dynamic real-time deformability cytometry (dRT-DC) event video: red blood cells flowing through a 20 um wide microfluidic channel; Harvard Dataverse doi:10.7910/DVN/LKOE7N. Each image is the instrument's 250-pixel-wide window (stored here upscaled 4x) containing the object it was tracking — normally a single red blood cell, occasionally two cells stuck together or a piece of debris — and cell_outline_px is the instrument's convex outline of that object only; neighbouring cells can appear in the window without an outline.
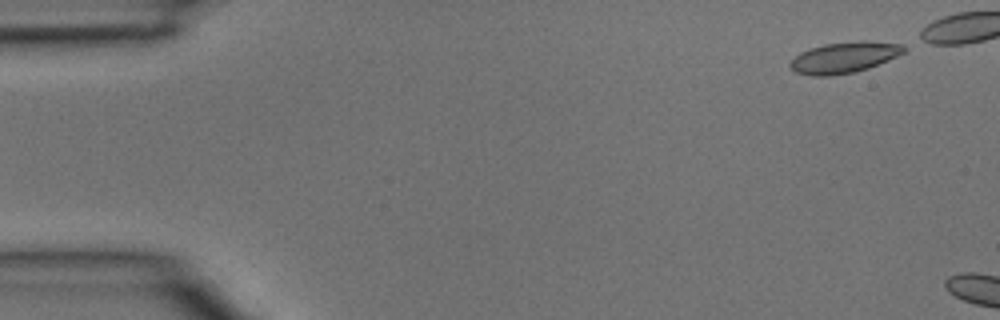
{"species": "common noctule bat (a hibernating species)", "species_latin": "Nyctalus noctula", "temperature_condition": "room temperature", "stored_images_in_passage": 2, "camera_frame_rate_fps": 3000, "um_per_image_px": 0.085, "animal": {"sex": "male", "body_mass_g": 15.6}, "frame": {"image": 1, "passage_image": 1, "time_ms": 0.0, "image_size_px": [1000, 320], "cell_outline_px": [[908, 48], [904, 52], [888, 60], [868, 68], [852, 72], [832, 76], [812, 76], [796, 72], [788, 64], [800, 52], [824, 44], [856, 40], [864, 40], [904, 44]], "centroid_in_image_um": [71.78, 4.87], "position_along_channel_um": 13.2, "area_um2": 20.58}}